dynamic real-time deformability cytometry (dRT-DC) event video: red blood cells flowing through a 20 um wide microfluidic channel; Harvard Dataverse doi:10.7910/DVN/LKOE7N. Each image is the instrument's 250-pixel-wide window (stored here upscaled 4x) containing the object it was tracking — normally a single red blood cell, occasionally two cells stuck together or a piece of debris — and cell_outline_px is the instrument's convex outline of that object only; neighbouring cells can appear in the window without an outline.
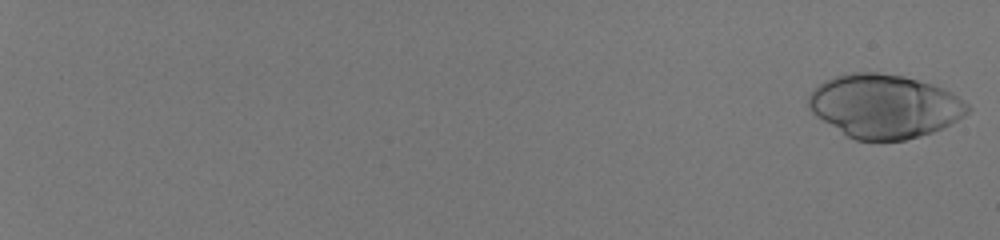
{"species": "human", "species_latin": "Homo sapiens", "temperature_condition": "room temperature", "stored_images_in_passage": 50, "camera_frame_rate_fps": 3000, "um_per_image_px": 0.085, "donor": {"sex": "male"}, "frame": {"image": 1, "passage_image": 1, "time_ms": 0.0, "image_size_px": [1000, 240], "cell_outline_px": [[972, 108], [964, 116], [932, 132], [920, 136], [904, 140], [856, 140], [848, 136], [816, 116], [808, 108], [808, 96], [824, 80], [832, 76], [852, 72], [880, 72], [904, 76], [932, 84], [952, 92], [964, 100]], "centroid_in_image_um": [75.17, 9.0], "position_along_channel_um": 9.8, "area_um2": 58.84}}
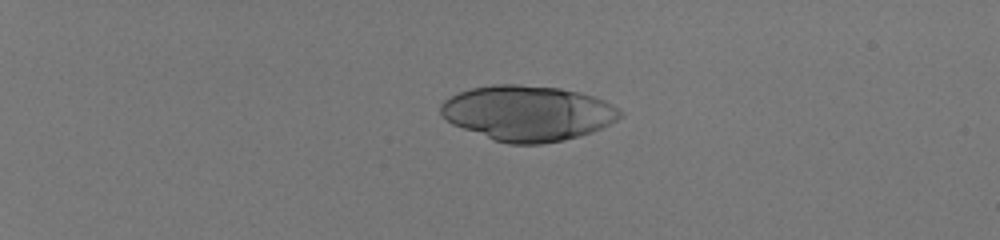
{"frame": {"image": 2, "passage_image": 17, "time_ms": 5.333, "image_size_px": [1000, 240], "cell_outline_px": [[624, 116], [592, 132], [564, 140], [540, 144], [508, 144], [492, 140], [452, 124], [440, 112], [440, 104], [444, 100], [460, 92], [472, 88], [492, 84], [520, 84], [560, 88], [580, 92], [604, 100], [620, 108], [624, 112]], "centroid_in_image_um": [44.87, 9.61], "position_along_channel_um": 40.1, "area_um2": 57.92}}